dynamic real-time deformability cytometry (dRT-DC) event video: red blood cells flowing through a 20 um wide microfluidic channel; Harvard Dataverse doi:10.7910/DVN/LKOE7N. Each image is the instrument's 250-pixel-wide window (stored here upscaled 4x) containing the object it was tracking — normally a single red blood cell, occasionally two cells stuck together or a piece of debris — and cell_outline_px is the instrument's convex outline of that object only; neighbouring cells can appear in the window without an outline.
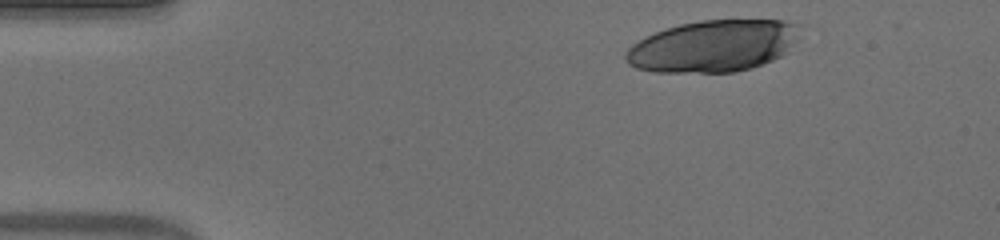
{"species": "human", "species_latin": "Homo sapiens", "temperature_condition": "warm", "stored_images_in_passage": 36, "camera_frame_rate_fps": 3000, "um_per_image_px": 0.085, "donor": {"sex": "male"}, "frame": {"image": 1, "passage_image": 1, "time_ms": 0.0, "image_size_px": [1000, 240], "cell_outline_px": [[808, 24], [788, 52], [764, 64], [752, 68], [736, 72], [652, 72], [636, 68], [628, 64], [624, 56], [624, 52], [632, 44], [656, 32], [680, 24], [700, 20], [784, 20]], "centroid_in_image_um": [60.72, 3.9], "position_along_channel_um": 24.3, "area_um2": 53.35}}